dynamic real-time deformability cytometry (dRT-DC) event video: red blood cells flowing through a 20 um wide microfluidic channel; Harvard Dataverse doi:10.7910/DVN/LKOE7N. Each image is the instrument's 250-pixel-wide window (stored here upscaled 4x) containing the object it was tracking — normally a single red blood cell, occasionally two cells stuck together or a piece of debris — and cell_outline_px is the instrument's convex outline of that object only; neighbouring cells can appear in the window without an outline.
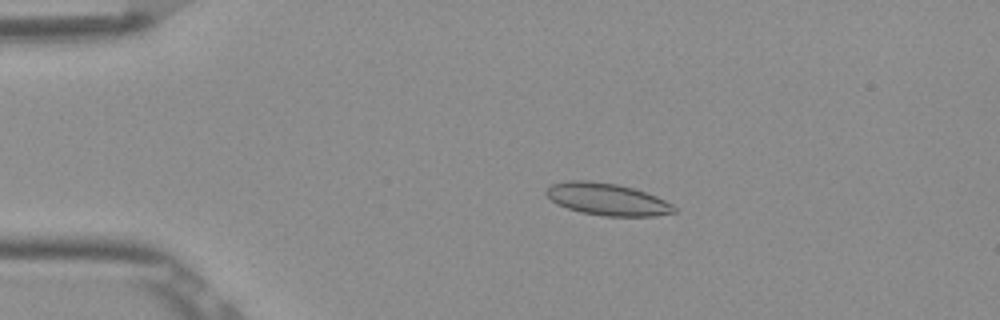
{"species": "Egyptian fruit bat (a non-hibernating species)", "species_latin": "Rousettus aegyptiacus", "temperature_condition": "room temperature", "stored_images_in_passage": 52, "camera_frame_rate_fps": 3000, "um_per_image_px": 0.085, "frame": {"image": 1, "passage_image": 10, "time_ms": 3.0, "image_size_px": [1000, 320], "cell_outline_px": [[676, 212], [656, 216], [604, 216], [580, 212], [556, 204], [544, 192], [552, 184], [568, 180], [584, 180], [616, 184], [632, 188], [656, 196], [672, 204], [676, 208]], "centroid_in_image_um": [51.6, 16.94], "position_along_channel_um": 33.4, "area_um2": 23.76}}
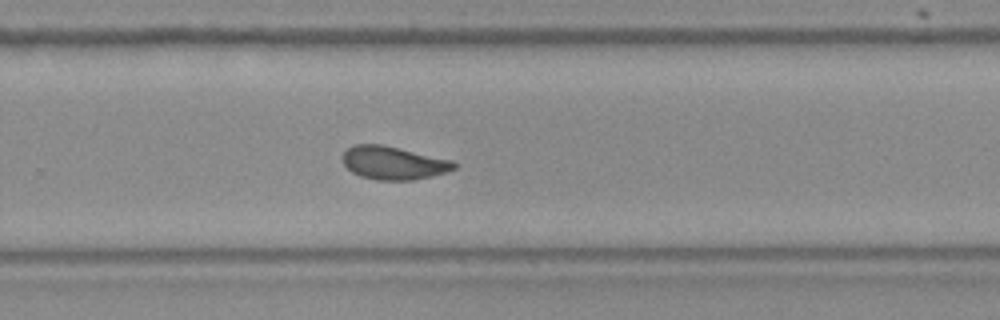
{"frame": {"image": 2, "passage_image": 34, "time_ms": 11.0, "image_size_px": [1000, 320], "cell_outline_px": [[456, 168], [432, 176], [412, 180], [376, 180], [360, 176], [352, 172], [344, 164], [344, 152], [352, 144], [380, 144], [452, 160], [456, 164]], "centroid_in_image_um": [33.43, 13.85], "position_along_channel_um": 296.4, "area_um2": 21.27}}
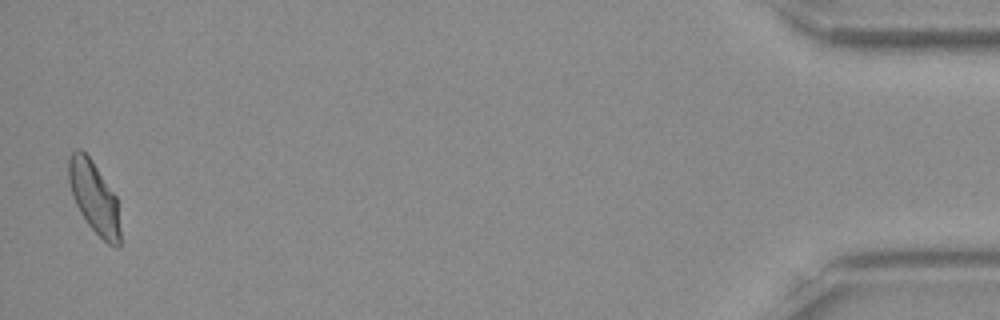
{"frame": {"image": 3, "passage_image": 51, "time_ms": 16.667, "image_size_px": [1000, 320], "cell_outline_px": [[120, 244], [116, 248], [108, 244], [88, 224], [80, 212], [76, 204], [68, 180], [68, 156], [76, 148], [80, 148], [92, 160], [116, 196], [120, 228]], "centroid_in_image_um": [7.99, 16.76], "position_along_channel_um": 427.2, "area_um2": 21.44}, "authors_computed_cell_mechanics": {"area_um2": 21.7617, "velocity_mm_per_s": 3.875, "shape_relaxation_time_tau1_ms": null, "shape_relaxation_time_tau2_ms": 1.8944, "deformation_change_tau1": null, "deformation_change_tau2": 0.0709}}